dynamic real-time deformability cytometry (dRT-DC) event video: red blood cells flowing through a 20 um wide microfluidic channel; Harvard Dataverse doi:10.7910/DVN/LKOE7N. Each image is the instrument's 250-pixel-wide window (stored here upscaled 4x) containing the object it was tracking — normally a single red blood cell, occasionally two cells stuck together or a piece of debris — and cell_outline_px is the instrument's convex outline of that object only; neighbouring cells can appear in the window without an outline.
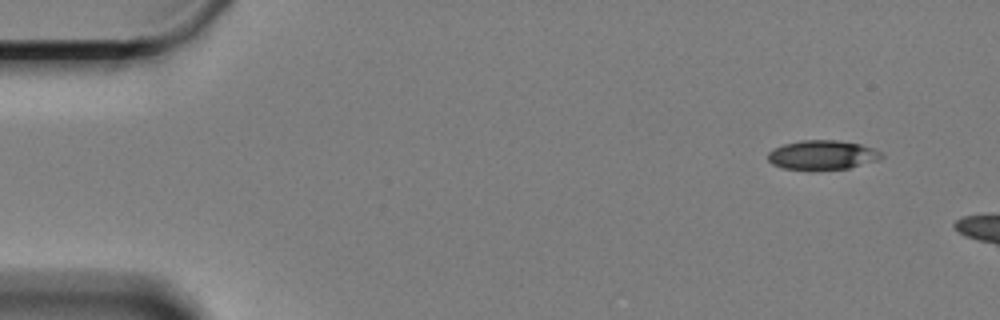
{"species": "Egyptian fruit bat (a non-hibernating species)", "species_latin": "Rousettus aegyptiacus", "temperature_condition": "cold", "stored_images_in_passage": 6, "camera_frame_rate_fps": 3000, "um_per_image_px": 0.085, "animal": {"sex": "female"}, "frame": {"image": 1, "passage_image": 1, "time_ms": 0.0, "image_size_px": [1000, 320], "cell_outline_px": [[884, 156], [876, 160], [848, 168], [812, 172], [784, 168], [772, 164], [768, 160], [768, 152], [784, 144], [804, 140], [836, 140], [860, 144], [884, 152]], "centroid_in_image_um": [69.89, 13.2], "position_along_channel_um": 15.1, "area_um2": 19.71}}